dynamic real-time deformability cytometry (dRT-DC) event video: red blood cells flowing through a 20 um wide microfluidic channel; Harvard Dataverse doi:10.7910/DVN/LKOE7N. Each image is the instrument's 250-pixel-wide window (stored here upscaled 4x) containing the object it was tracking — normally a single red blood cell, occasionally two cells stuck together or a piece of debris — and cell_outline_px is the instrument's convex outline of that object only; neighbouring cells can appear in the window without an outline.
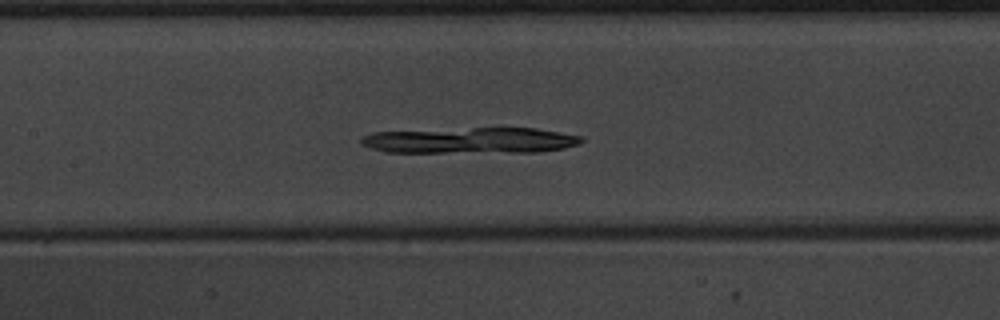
{"species": "common noctule bat (a hibernating species)", "species_latin": "Nyctalus noctula", "temperature_condition": "warm", "stored_images_in_passage": 51, "camera_frame_rate_fps": 3000, "um_per_image_px": 0.085, "animal": {"sex": "male", "body_mass_g": 20.1, "forearm_length_mm": 53.5}, "frame": {"image": 1, "passage_image": 25, "time_ms": 8.0, "image_size_px": [1000, 320], "cell_outline_px": [[584, 140], [580, 144], [564, 148], [540, 152], [388, 152], [372, 148], [364, 144], [360, 140], [364, 136], [372, 132], [472, 128], [536, 128], [584, 136]], "centroid_in_image_um": [40.09, 11.94], "position_along_channel_um": 167.3, "area_um2": 33.18}}
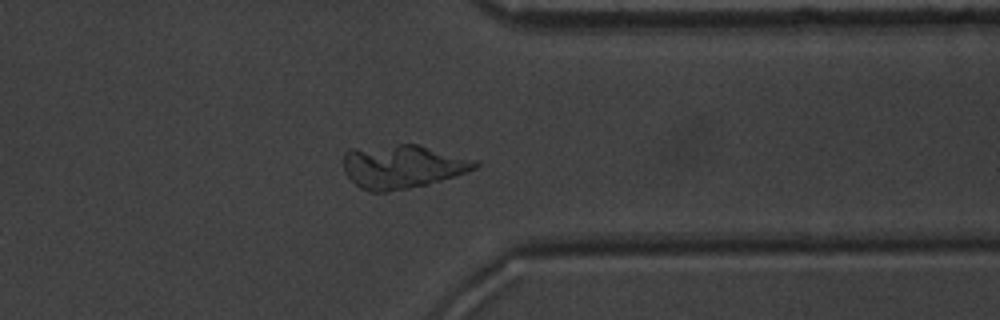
{"frame": {"image": 2, "passage_image": 41, "time_ms": 13.333, "image_size_px": [1000, 320], "cell_outline_px": [[480, 164], [476, 168], [456, 176], [428, 184], [388, 192], [368, 192], [360, 188], [344, 172], [344, 152], [348, 148], [400, 144], [416, 144], [480, 160]], "centroid_in_image_um": [34.21, 14.15], "position_along_channel_um": 377.2, "area_um2": 33.81}}
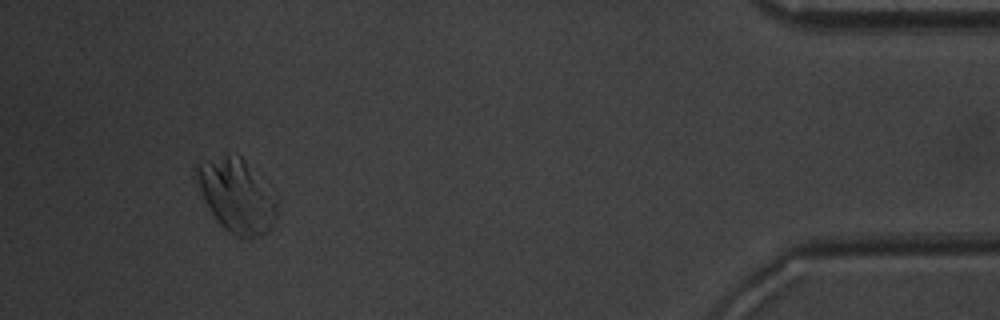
{"frame": {"image": 3, "passage_image": 48, "time_ms": 15.667, "image_size_px": [1000, 320], "cell_outline_px": [[276, 216], [272, 228], [260, 236], [236, 236], [228, 232], [216, 220], [196, 180], [192, 168], [196, 164], [224, 156], [240, 156], [244, 160], [276, 200]], "centroid_in_image_um": [20.09, 16.66], "position_along_channel_um": 415.1, "area_um2": 33.12}}